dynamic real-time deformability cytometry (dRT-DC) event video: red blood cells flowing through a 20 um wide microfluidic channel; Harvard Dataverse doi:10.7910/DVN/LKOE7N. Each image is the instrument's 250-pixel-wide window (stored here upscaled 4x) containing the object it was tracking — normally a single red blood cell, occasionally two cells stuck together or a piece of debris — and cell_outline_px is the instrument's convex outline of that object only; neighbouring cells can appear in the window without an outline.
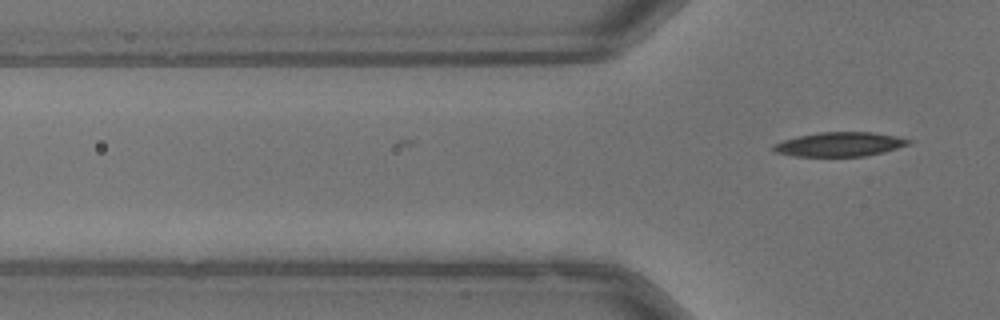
{"species": "common noctule bat (a hibernating species)", "species_latin": "Nyctalus noctula", "temperature_condition": "warm", "stored_images_in_passage": 6, "camera_frame_rate_fps": 3000, "um_per_image_px": 0.085, "animal": {"sex": "male", "body_mass_g": 13.3}, "frame": {"image": 1, "passage_image": 6, "time_ms": 1.667, "image_size_px": [1000, 320], "cell_outline_px": [[912, 140], [908, 144], [884, 152], [864, 156], [796, 156], [772, 152], [772, 144], [796, 136], [820, 132], [872, 132], [896, 136]], "centroid_in_image_um": [71.32, 12.26], "position_along_channel_um": 54.5, "area_um2": 19.07}}